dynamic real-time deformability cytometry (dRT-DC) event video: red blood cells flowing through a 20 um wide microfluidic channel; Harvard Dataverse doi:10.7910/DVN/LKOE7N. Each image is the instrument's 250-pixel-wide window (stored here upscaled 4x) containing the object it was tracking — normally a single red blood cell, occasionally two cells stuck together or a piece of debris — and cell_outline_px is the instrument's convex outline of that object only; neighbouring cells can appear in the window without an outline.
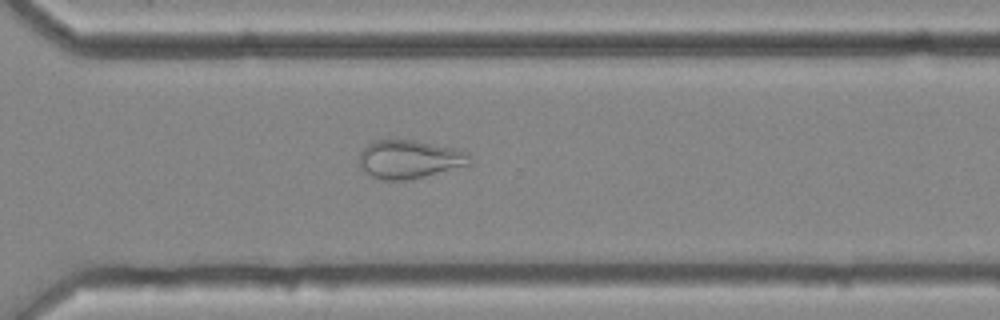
{"species": "common noctule bat (a hibernating species)", "species_latin": "Nyctalus noctula", "temperature_condition": "cold", "stored_images_in_passage": 54, "camera_frame_rate_fps": 3000, "um_per_image_px": 0.085, "animal": {"sex": "female", "body_mass_g": 25.1}, "frame": {"image": 1, "passage_image": 39, "time_ms": 12.667, "image_size_px": [1000, 320], "cell_outline_px": [[472, 164], [424, 176], [404, 180], [380, 180], [372, 176], [360, 168], [360, 152], [368, 144], [376, 140], [416, 140], [452, 148], [468, 152], [472, 156]], "centroid_in_image_um": [34.82, 13.54], "position_along_channel_um": 335.8, "area_um2": 24.62}, "authors_computed_cell_mechanics": {"area_um2": 29.478, "velocity_mm_per_s": 3.6687, "shape_relaxation_time_tau1_ms": null, "shape_relaxation_time_tau2_ms": 2.2838, "deformation_change_tau1": null, "deformation_change_tau2": 0.093}}